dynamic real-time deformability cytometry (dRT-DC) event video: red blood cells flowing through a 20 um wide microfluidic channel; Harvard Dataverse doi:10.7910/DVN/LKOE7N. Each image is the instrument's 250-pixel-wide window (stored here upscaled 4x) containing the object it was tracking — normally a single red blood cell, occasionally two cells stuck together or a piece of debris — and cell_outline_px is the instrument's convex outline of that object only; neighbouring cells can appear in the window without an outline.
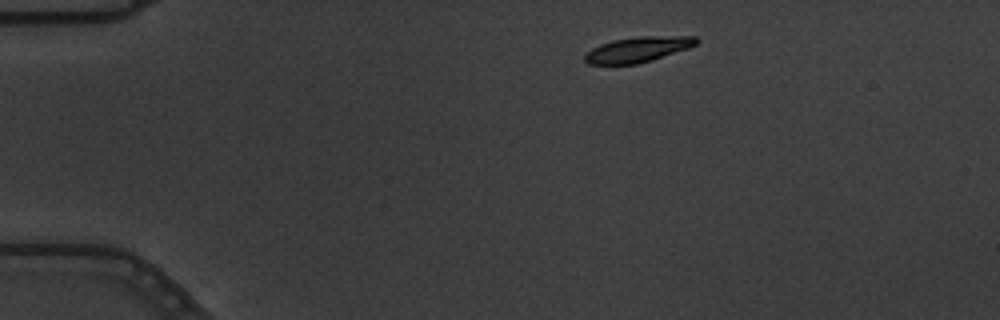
{"species": "common noctule bat (a hibernating species)", "species_latin": "Nyctalus noctula", "temperature_condition": "warm", "stored_images_in_passage": 3, "camera_frame_rate_fps": 3000, "um_per_image_px": 0.085, "animal": {"sex": "male", "body_mass_g": 19.5, "forearm_length_mm": 54.6}, "frame": {"image": 1, "passage_image": 1, "time_ms": 0.0, "image_size_px": [1000, 320], "cell_outline_px": [[700, 40], [696, 44], [688, 48], [652, 60], [636, 64], [588, 64], [584, 60], [584, 56], [592, 48], [600, 44], [612, 40], [636, 36], [696, 36]], "centroid_in_image_um": [54.22, 4.19], "position_along_channel_um": 30.8, "area_um2": 16.47}}